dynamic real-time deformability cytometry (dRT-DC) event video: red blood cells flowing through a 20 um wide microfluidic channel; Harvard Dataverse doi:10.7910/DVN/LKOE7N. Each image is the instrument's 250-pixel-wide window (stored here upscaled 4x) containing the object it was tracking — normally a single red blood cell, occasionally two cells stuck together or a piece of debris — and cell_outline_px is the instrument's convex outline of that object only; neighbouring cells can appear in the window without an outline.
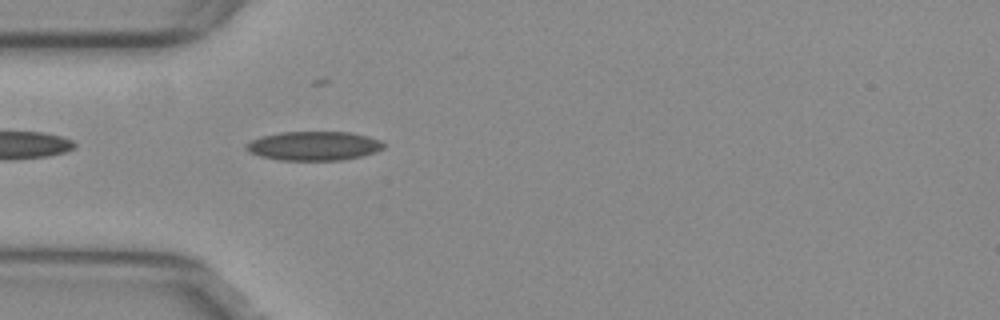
{"species": "common noctule bat (a hibernating species)", "species_latin": "Nyctalus noctula", "temperature_condition": "warm", "stored_images_in_passage": 39, "camera_frame_rate_fps": 3000, "um_per_image_px": 0.085, "animal": {"sex": "female", "body_mass_g": 29.2, "forearm_length_mm": 56.3}, "frame": {"image": 1, "passage_image": 2, "time_ms": 0.333, "image_size_px": [1000, 320], "cell_outline_px": [[388, 144], [384, 148], [376, 152], [344, 160], [280, 160], [260, 156], [248, 152], [244, 148], [252, 140], [264, 136], [280, 132], [352, 132], [368, 136], [380, 140]], "centroid_in_image_um": [26.73, 12.4], "position_along_channel_um": 58.3, "area_um2": 23.35}}
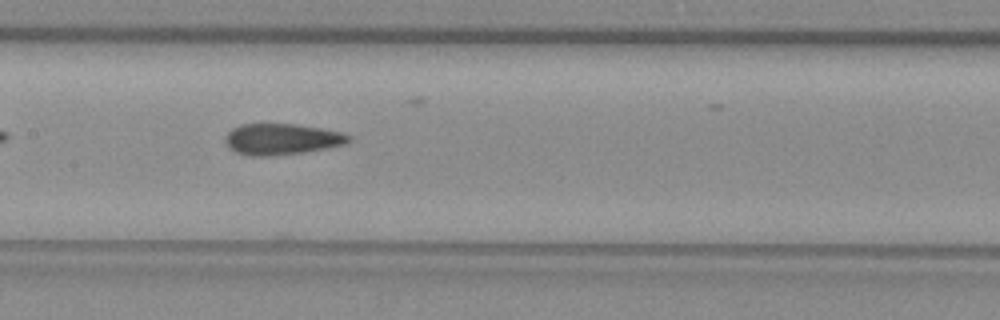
{"frame": {"image": 2, "passage_image": 12, "time_ms": 3.667, "image_size_px": [1000, 320], "cell_outline_px": [[352, 140], [348, 144], [328, 148], [304, 152], [268, 156], [248, 156], [236, 152], [228, 148], [224, 140], [228, 132], [232, 128], [240, 124], [296, 124], [344, 132], [352, 136]], "centroid_in_image_um": [23.98, 11.83], "position_along_channel_um": 183.4, "area_um2": 22.72}}
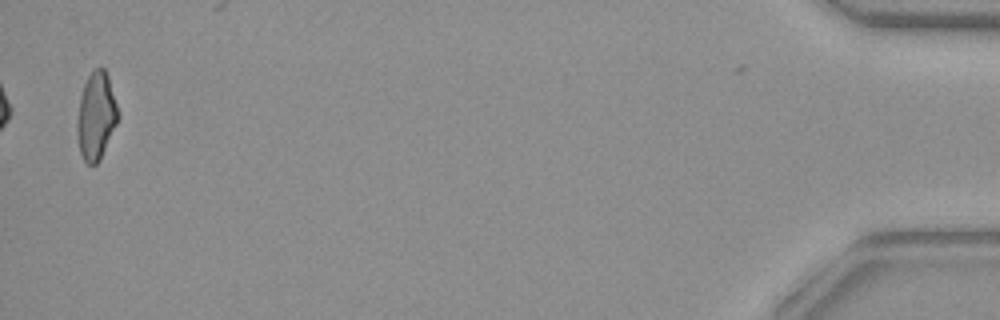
{"frame": {"image": 3, "passage_image": 39, "time_ms": 12.667, "image_size_px": [1000, 320], "cell_outline_px": [[120, 116], [100, 160], [96, 164], [88, 164], [84, 160], [80, 152], [76, 132], [76, 124], [80, 96], [84, 84], [92, 68], [104, 68], [108, 76], [120, 112]], "centroid_in_image_um": [8.18, 9.84], "position_along_channel_um": 427.0, "area_um2": 21.1}, "authors_computed_cell_mechanics": {"area_um2": 22.3108, "velocity_mm_per_s": 3.8135, "shape_relaxation_time_tau1_ms": null, "shape_relaxation_time_tau2_ms": 2.1211, "deformation_change_tau1": null, "deformation_change_tau2": 0.0965}}